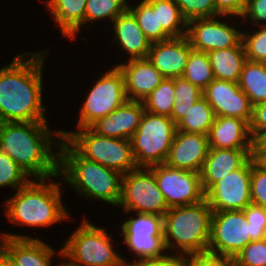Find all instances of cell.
I'll list each match as a JSON object with an SVG mask.
<instances>
[{"label":"cell","instance_id":"obj_29","mask_svg":"<svg viewBox=\"0 0 266 266\" xmlns=\"http://www.w3.org/2000/svg\"><path fill=\"white\" fill-rule=\"evenodd\" d=\"M214 119L212 107L202 96L187 111V115L176 124V130L208 135Z\"/></svg>","mask_w":266,"mask_h":266},{"label":"cell","instance_id":"obj_47","mask_svg":"<svg viewBox=\"0 0 266 266\" xmlns=\"http://www.w3.org/2000/svg\"><path fill=\"white\" fill-rule=\"evenodd\" d=\"M256 159L266 167V149H255Z\"/></svg>","mask_w":266,"mask_h":266},{"label":"cell","instance_id":"obj_21","mask_svg":"<svg viewBox=\"0 0 266 266\" xmlns=\"http://www.w3.org/2000/svg\"><path fill=\"white\" fill-rule=\"evenodd\" d=\"M144 111L142 101L127 100L89 128L100 136L130 140L139 127Z\"/></svg>","mask_w":266,"mask_h":266},{"label":"cell","instance_id":"obj_1","mask_svg":"<svg viewBox=\"0 0 266 266\" xmlns=\"http://www.w3.org/2000/svg\"><path fill=\"white\" fill-rule=\"evenodd\" d=\"M49 51L20 52L11 63L0 67V122L48 121L49 108L43 104L42 95Z\"/></svg>","mask_w":266,"mask_h":266},{"label":"cell","instance_id":"obj_33","mask_svg":"<svg viewBox=\"0 0 266 266\" xmlns=\"http://www.w3.org/2000/svg\"><path fill=\"white\" fill-rule=\"evenodd\" d=\"M130 0H87L85 7V26L107 19L111 24L113 20L128 8ZM98 21V22H97Z\"/></svg>","mask_w":266,"mask_h":266},{"label":"cell","instance_id":"obj_7","mask_svg":"<svg viewBox=\"0 0 266 266\" xmlns=\"http://www.w3.org/2000/svg\"><path fill=\"white\" fill-rule=\"evenodd\" d=\"M76 130L61 129V135L85 159L122 175L137 168L130 140L100 136L90 128Z\"/></svg>","mask_w":266,"mask_h":266},{"label":"cell","instance_id":"obj_36","mask_svg":"<svg viewBox=\"0 0 266 266\" xmlns=\"http://www.w3.org/2000/svg\"><path fill=\"white\" fill-rule=\"evenodd\" d=\"M31 178L6 153L0 151V188H10L14 191L26 185ZM0 189V190H1Z\"/></svg>","mask_w":266,"mask_h":266},{"label":"cell","instance_id":"obj_44","mask_svg":"<svg viewBox=\"0 0 266 266\" xmlns=\"http://www.w3.org/2000/svg\"><path fill=\"white\" fill-rule=\"evenodd\" d=\"M127 266H184V255L167 252L162 257L129 259Z\"/></svg>","mask_w":266,"mask_h":266},{"label":"cell","instance_id":"obj_10","mask_svg":"<svg viewBox=\"0 0 266 266\" xmlns=\"http://www.w3.org/2000/svg\"><path fill=\"white\" fill-rule=\"evenodd\" d=\"M124 214L164 216L169 210L150 168L137 167L122 176L121 197L117 205Z\"/></svg>","mask_w":266,"mask_h":266},{"label":"cell","instance_id":"obj_24","mask_svg":"<svg viewBox=\"0 0 266 266\" xmlns=\"http://www.w3.org/2000/svg\"><path fill=\"white\" fill-rule=\"evenodd\" d=\"M210 148L255 149L249 123L246 120L217 116L208 133Z\"/></svg>","mask_w":266,"mask_h":266},{"label":"cell","instance_id":"obj_20","mask_svg":"<svg viewBox=\"0 0 266 266\" xmlns=\"http://www.w3.org/2000/svg\"><path fill=\"white\" fill-rule=\"evenodd\" d=\"M109 27L113 33L110 41L111 44L121 51L125 61L130 59H146L152 43L145 36L144 32L138 25V22L132 12L127 8L123 13L117 16ZM113 35V36H112Z\"/></svg>","mask_w":266,"mask_h":266},{"label":"cell","instance_id":"obj_23","mask_svg":"<svg viewBox=\"0 0 266 266\" xmlns=\"http://www.w3.org/2000/svg\"><path fill=\"white\" fill-rule=\"evenodd\" d=\"M253 155L255 149L210 148L200 172L204 192L227 174L241 168Z\"/></svg>","mask_w":266,"mask_h":266},{"label":"cell","instance_id":"obj_28","mask_svg":"<svg viewBox=\"0 0 266 266\" xmlns=\"http://www.w3.org/2000/svg\"><path fill=\"white\" fill-rule=\"evenodd\" d=\"M153 10H157L158 27L171 37L187 34V20L183 17L174 0H144Z\"/></svg>","mask_w":266,"mask_h":266},{"label":"cell","instance_id":"obj_5","mask_svg":"<svg viewBox=\"0 0 266 266\" xmlns=\"http://www.w3.org/2000/svg\"><path fill=\"white\" fill-rule=\"evenodd\" d=\"M212 213L206 200L169 208L163 216V237L167 252L180 255L207 252Z\"/></svg>","mask_w":266,"mask_h":266},{"label":"cell","instance_id":"obj_49","mask_svg":"<svg viewBox=\"0 0 266 266\" xmlns=\"http://www.w3.org/2000/svg\"><path fill=\"white\" fill-rule=\"evenodd\" d=\"M60 266H74V265H70L68 264L63 258H62V261H61V265Z\"/></svg>","mask_w":266,"mask_h":266},{"label":"cell","instance_id":"obj_30","mask_svg":"<svg viewBox=\"0 0 266 266\" xmlns=\"http://www.w3.org/2000/svg\"><path fill=\"white\" fill-rule=\"evenodd\" d=\"M142 102L147 112L171 118L175 104V78H164Z\"/></svg>","mask_w":266,"mask_h":266},{"label":"cell","instance_id":"obj_6","mask_svg":"<svg viewBox=\"0 0 266 266\" xmlns=\"http://www.w3.org/2000/svg\"><path fill=\"white\" fill-rule=\"evenodd\" d=\"M70 237L63 242V259L74 266H127L128 258L122 257L119 250H115L121 241L107 232V228L99 227L84 217ZM112 235V236H111Z\"/></svg>","mask_w":266,"mask_h":266},{"label":"cell","instance_id":"obj_13","mask_svg":"<svg viewBox=\"0 0 266 266\" xmlns=\"http://www.w3.org/2000/svg\"><path fill=\"white\" fill-rule=\"evenodd\" d=\"M250 241L244 210L213 211L208 252L234 258Z\"/></svg>","mask_w":266,"mask_h":266},{"label":"cell","instance_id":"obj_43","mask_svg":"<svg viewBox=\"0 0 266 266\" xmlns=\"http://www.w3.org/2000/svg\"><path fill=\"white\" fill-rule=\"evenodd\" d=\"M249 129L255 142L266 133V101L253 106Z\"/></svg>","mask_w":266,"mask_h":266},{"label":"cell","instance_id":"obj_16","mask_svg":"<svg viewBox=\"0 0 266 266\" xmlns=\"http://www.w3.org/2000/svg\"><path fill=\"white\" fill-rule=\"evenodd\" d=\"M0 245L14 258L19 266H60L54 263L56 255L63 258L62 248L54 249L42 238L15 232H0ZM57 251V252H56ZM53 263V264H52Z\"/></svg>","mask_w":266,"mask_h":266},{"label":"cell","instance_id":"obj_3","mask_svg":"<svg viewBox=\"0 0 266 266\" xmlns=\"http://www.w3.org/2000/svg\"><path fill=\"white\" fill-rule=\"evenodd\" d=\"M56 180H61L59 174L46 179H31L1 202L7 221L37 231L74 219L63 202V185Z\"/></svg>","mask_w":266,"mask_h":266},{"label":"cell","instance_id":"obj_9","mask_svg":"<svg viewBox=\"0 0 266 266\" xmlns=\"http://www.w3.org/2000/svg\"><path fill=\"white\" fill-rule=\"evenodd\" d=\"M108 69L99 73L93 85H89V91L84 92L86 96L79 107L75 128H89L128 100L122 71L114 64Z\"/></svg>","mask_w":266,"mask_h":266},{"label":"cell","instance_id":"obj_34","mask_svg":"<svg viewBox=\"0 0 266 266\" xmlns=\"http://www.w3.org/2000/svg\"><path fill=\"white\" fill-rule=\"evenodd\" d=\"M202 97V90L183 77L175 78V104L171 119L177 124L191 109L192 105Z\"/></svg>","mask_w":266,"mask_h":266},{"label":"cell","instance_id":"obj_32","mask_svg":"<svg viewBox=\"0 0 266 266\" xmlns=\"http://www.w3.org/2000/svg\"><path fill=\"white\" fill-rule=\"evenodd\" d=\"M182 77L203 91L215 79L207 53L192 50Z\"/></svg>","mask_w":266,"mask_h":266},{"label":"cell","instance_id":"obj_18","mask_svg":"<svg viewBox=\"0 0 266 266\" xmlns=\"http://www.w3.org/2000/svg\"><path fill=\"white\" fill-rule=\"evenodd\" d=\"M209 149L208 135L176 130L164 164L200 173Z\"/></svg>","mask_w":266,"mask_h":266},{"label":"cell","instance_id":"obj_4","mask_svg":"<svg viewBox=\"0 0 266 266\" xmlns=\"http://www.w3.org/2000/svg\"><path fill=\"white\" fill-rule=\"evenodd\" d=\"M58 174L62 183L82 199L102 201L117 208L123 175L85 159L64 138L59 144Z\"/></svg>","mask_w":266,"mask_h":266},{"label":"cell","instance_id":"obj_27","mask_svg":"<svg viewBox=\"0 0 266 266\" xmlns=\"http://www.w3.org/2000/svg\"><path fill=\"white\" fill-rule=\"evenodd\" d=\"M238 85L254 106L266 101V63L246 60Z\"/></svg>","mask_w":266,"mask_h":266},{"label":"cell","instance_id":"obj_42","mask_svg":"<svg viewBox=\"0 0 266 266\" xmlns=\"http://www.w3.org/2000/svg\"><path fill=\"white\" fill-rule=\"evenodd\" d=\"M241 21L250 27H266V0H248Z\"/></svg>","mask_w":266,"mask_h":266},{"label":"cell","instance_id":"obj_19","mask_svg":"<svg viewBox=\"0 0 266 266\" xmlns=\"http://www.w3.org/2000/svg\"><path fill=\"white\" fill-rule=\"evenodd\" d=\"M193 48L187 36L154 42L147 59L164 78L182 77Z\"/></svg>","mask_w":266,"mask_h":266},{"label":"cell","instance_id":"obj_31","mask_svg":"<svg viewBox=\"0 0 266 266\" xmlns=\"http://www.w3.org/2000/svg\"><path fill=\"white\" fill-rule=\"evenodd\" d=\"M137 3L128 2V9L132 12L150 42L154 43L170 39L171 37L162 27H158L157 10H153L144 0H138Z\"/></svg>","mask_w":266,"mask_h":266},{"label":"cell","instance_id":"obj_12","mask_svg":"<svg viewBox=\"0 0 266 266\" xmlns=\"http://www.w3.org/2000/svg\"><path fill=\"white\" fill-rule=\"evenodd\" d=\"M234 18L218 15L188 21L186 36L193 50L208 53L216 49L237 46L242 41L243 25L241 26V18L236 17V20Z\"/></svg>","mask_w":266,"mask_h":266},{"label":"cell","instance_id":"obj_38","mask_svg":"<svg viewBox=\"0 0 266 266\" xmlns=\"http://www.w3.org/2000/svg\"><path fill=\"white\" fill-rule=\"evenodd\" d=\"M236 266H266V238L250 241L235 257Z\"/></svg>","mask_w":266,"mask_h":266},{"label":"cell","instance_id":"obj_39","mask_svg":"<svg viewBox=\"0 0 266 266\" xmlns=\"http://www.w3.org/2000/svg\"><path fill=\"white\" fill-rule=\"evenodd\" d=\"M183 17L188 21L196 18L215 17L214 0H174Z\"/></svg>","mask_w":266,"mask_h":266},{"label":"cell","instance_id":"obj_14","mask_svg":"<svg viewBox=\"0 0 266 266\" xmlns=\"http://www.w3.org/2000/svg\"><path fill=\"white\" fill-rule=\"evenodd\" d=\"M168 208L195 204L205 200L200 173L173 169L165 164L149 167Z\"/></svg>","mask_w":266,"mask_h":266},{"label":"cell","instance_id":"obj_48","mask_svg":"<svg viewBox=\"0 0 266 266\" xmlns=\"http://www.w3.org/2000/svg\"><path fill=\"white\" fill-rule=\"evenodd\" d=\"M255 149H266V133L256 142Z\"/></svg>","mask_w":266,"mask_h":266},{"label":"cell","instance_id":"obj_15","mask_svg":"<svg viewBox=\"0 0 266 266\" xmlns=\"http://www.w3.org/2000/svg\"><path fill=\"white\" fill-rule=\"evenodd\" d=\"M251 158L236 171L214 183L205 200L212 211L244 210L251 204Z\"/></svg>","mask_w":266,"mask_h":266},{"label":"cell","instance_id":"obj_46","mask_svg":"<svg viewBox=\"0 0 266 266\" xmlns=\"http://www.w3.org/2000/svg\"><path fill=\"white\" fill-rule=\"evenodd\" d=\"M0 266H19L14 258L0 245Z\"/></svg>","mask_w":266,"mask_h":266},{"label":"cell","instance_id":"obj_2","mask_svg":"<svg viewBox=\"0 0 266 266\" xmlns=\"http://www.w3.org/2000/svg\"><path fill=\"white\" fill-rule=\"evenodd\" d=\"M48 121L0 122V151L14 160L31 179L58 175L61 128Z\"/></svg>","mask_w":266,"mask_h":266},{"label":"cell","instance_id":"obj_26","mask_svg":"<svg viewBox=\"0 0 266 266\" xmlns=\"http://www.w3.org/2000/svg\"><path fill=\"white\" fill-rule=\"evenodd\" d=\"M215 79L238 82L246 61L242 41L235 47L216 49L207 53Z\"/></svg>","mask_w":266,"mask_h":266},{"label":"cell","instance_id":"obj_45","mask_svg":"<svg viewBox=\"0 0 266 266\" xmlns=\"http://www.w3.org/2000/svg\"><path fill=\"white\" fill-rule=\"evenodd\" d=\"M248 0H214L216 16H232L241 18Z\"/></svg>","mask_w":266,"mask_h":266},{"label":"cell","instance_id":"obj_17","mask_svg":"<svg viewBox=\"0 0 266 266\" xmlns=\"http://www.w3.org/2000/svg\"><path fill=\"white\" fill-rule=\"evenodd\" d=\"M202 96L212 107L215 117L239 118L250 123L253 105L238 82L214 79L202 91Z\"/></svg>","mask_w":266,"mask_h":266},{"label":"cell","instance_id":"obj_25","mask_svg":"<svg viewBox=\"0 0 266 266\" xmlns=\"http://www.w3.org/2000/svg\"><path fill=\"white\" fill-rule=\"evenodd\" d=\"M87 0H44L45 9L51 16L63 36L70 41H77L85 26V7ZM51 14V15H50Z\"/></svg>","mask_w":266,"mask_h":266},{"label":"cell","instance_id":"obj_41","mask_svg":"<svg viewBox=\"0 0 266 266\" xmlns=\"http://www.w3.org/2000/svg\"><path fill=\"white\" fill-rule=\"evenodd\" d=\"M184 266H236L234 258L211 252L184 255Z\"/></svg>","mask_w":266,"mask_h":266},{"label":"cell","instance_id":"obj_35","mask_svg":"<svg viewBox=\"0 0 266 266\" xmlns=\"http://www.w3.org/2000/svg\"><path fill=\"white\" fill-rule=\"evenodd\" d=\"M246 25H244L247 27L246 31L242 28V43L246 60L266 63V27H252L251 30V27Z\"/></svg>","mask_w":266,"mask_h":266},{"label":"cell","instance_id":"obj_11","mask_svg":"<svg viewBox=\"0 0 266 266\" xmlns=\"http://www.w3.org/2000/svg\"><path fill=\"white\" fill-rule=\"evenodd\" d=\"M123 220L121 244L135 259L162 257L167 253L163 237V216L133 213ZM122 230V232H121Z\"/></svg>","mask_w":266,"mask_h":266},{"label":"cell","instance_id":"obj_37","mask_svg":"<svg viewBox=\"0 0 266 266\" xmlns=\"http://www.w3.org/2000/svg\"><path fill=\"white\" fill-rule=\"evenodd\" d=\"M251 202L266 208V167L251 157Z\"/></svg>","mask_w":266,"mask_h":266},{"label":"cell","instance_id":"obj_22","mask_svg":"<svg viewBox=\"0 0 266 266\" xmlns=\"http://www.w3.org/2000/svg\"><path fill=\"white\" fill-rule=\"evenodd\" d=\"M122 71L128 100L143 101L164 79L146 59H130L115 64Z\"/></svg>","mask_w":266,"mask_h":266},{"label":"cell","instance_id":"obj_8","mask_svg":"<svg viewBox=\"0 0 266 266\" xmlns=\"http://www.w3.org/2000/svg\"><path fill=\"white\" fill-rule=\"evenodd\" d=\"M176 132L175 122L168 116L144 111L139 127L130 138L137 167L164 164Z\"/></svg>","mask_w":266,"mask_h":266},{"label":"cell","instance_id":"obj_40","mask_svg":"<svg viewBox=\"0 0 266 266\" xmlns=\"http://www.w3.org/2000/svg\"><path fill=\"white\" fill-rule=\"evenodd\" d=\"M244 213L250 225L251 240L266 238V208L251 203L244 209Z\"/></svg>","mask_w":266,"mask_h":266}]
</instances>
